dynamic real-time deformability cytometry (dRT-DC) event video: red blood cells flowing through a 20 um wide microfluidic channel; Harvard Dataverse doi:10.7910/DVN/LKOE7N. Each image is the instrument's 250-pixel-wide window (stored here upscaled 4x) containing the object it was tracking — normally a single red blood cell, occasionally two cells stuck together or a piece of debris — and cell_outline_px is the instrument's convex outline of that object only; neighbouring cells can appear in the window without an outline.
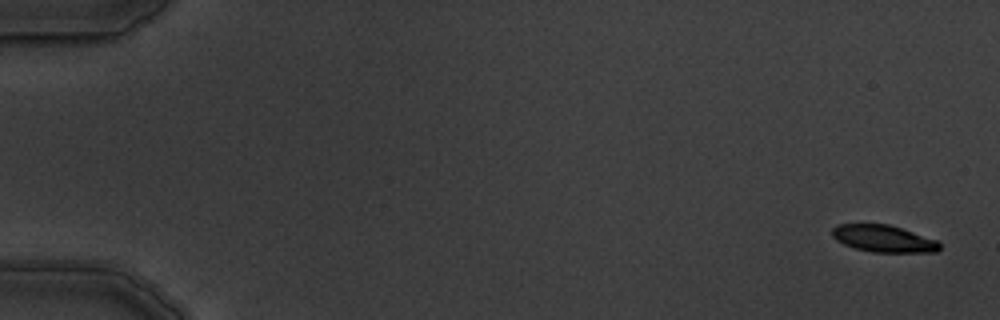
{"species": "common noctule bat (a hibernating species)", "species_latin": "Nyctalus noctula", "temperature_condition": "warm", "stored_images_in_passage": 8, "camera_frame_rate_fps": 3000, "um_per_image_px": 0.085, "animal": {"sex": "male", "body_mass_g": 19.5, "forearm_length_mm": 54.6}, "frame": {"image": 1, "passage_image": 1, "time_ms": 0.0, "image_size_px": [1000, 320], "cell_outline_px": [[940, 248], [936, 252], [872, 252], [856, 248], [844, 244], [836, 240], [832, 236], [832, 228], [836, 224], [888, 224], [936, 240], [940, 244]], "centroid_in_image_um": [75.06, 20.28], "position_along_channel_um": 9.9, "area_um2": 16.7}}
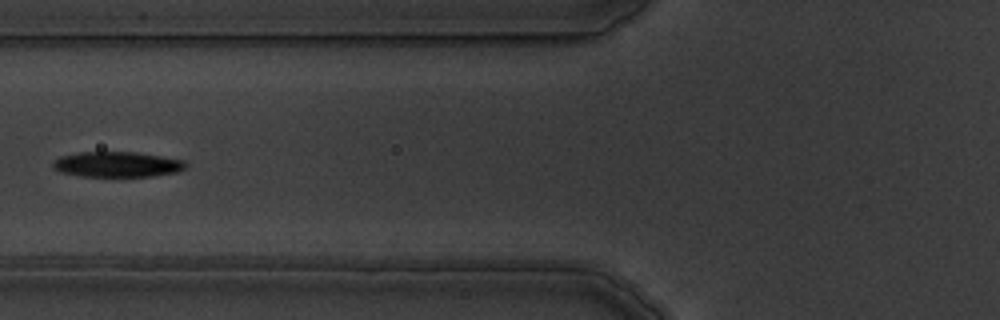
{"frame": {"image": 2, "passage_image": 7, "time_ms": 7.0, "image_size_px": [1000, 320], "cell_outline_px": [[188, 168], [180, 172], [152, 176], [80, 176], [60, 172], [52, 168], [52, 164], [60, 156], [80, 152], [136, 152], [184, 160], [188, 164]], "centroid_in_image_um": [10.0, 13.97], "position_along_channel_um": 115.8, "area_um2": 19.77}}
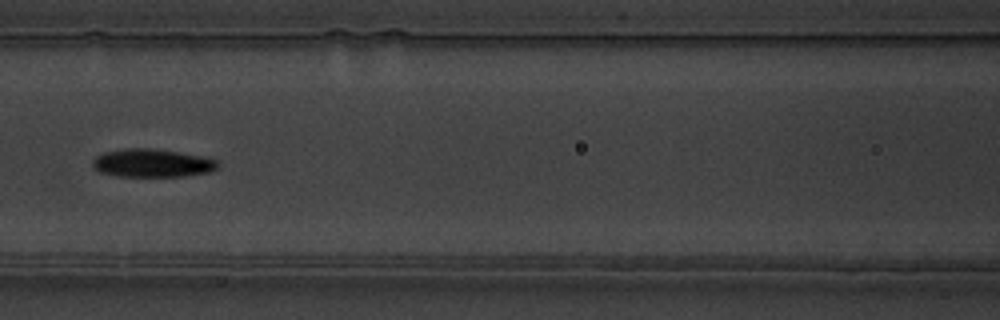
{"frame": {"image": 3, "passage_image": 8, "time_ms": 8.0, "image_size_px": [1000, 320], "cell_outline_px": [[220, 164], [216, 168], [208, 172], [184, 176], [116, 176], [100, 172], [92, 168], [92, 160], [96, 156], [104, 152], [128, 148], [148, 148], [176, 152], [200, 156], [216, 160]], "centroid_in_image_um": [12.87, 13.87], "position_along_channel_um": 153.7, "area_um2": 20.35}}